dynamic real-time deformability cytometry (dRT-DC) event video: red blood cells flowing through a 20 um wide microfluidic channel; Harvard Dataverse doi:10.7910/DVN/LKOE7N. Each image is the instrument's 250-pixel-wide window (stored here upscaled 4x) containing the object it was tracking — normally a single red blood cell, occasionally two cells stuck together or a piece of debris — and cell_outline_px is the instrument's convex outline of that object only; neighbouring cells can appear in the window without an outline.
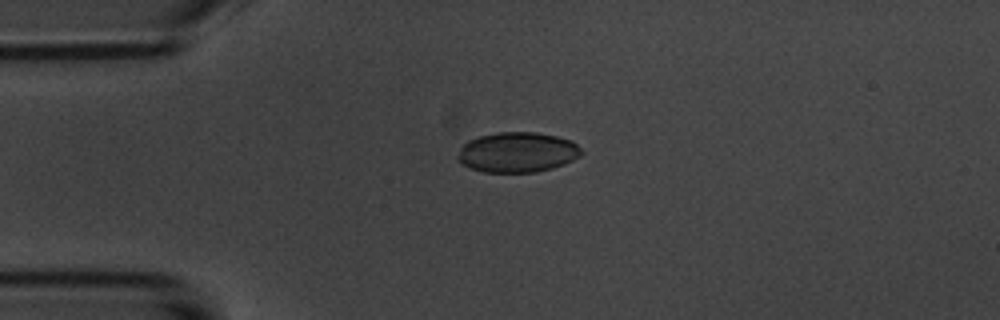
{"species": "common noctule bat (a hibernating species)", "species_latin": "Nyctalus noctula", "temperature_condition": "room temperature", "stored_images_in_passage": 2, "camera_frame_rate_fps": 3000, "um_per_image_px": 0.085, "animal": {"sex": "male", "body_mass_g": 20.1, "forearm_length_mm": 53.5}, "frame": {"image": 1, "passage_image": 1, "time_ms": 0.0, "image_size_px": [1000, 320], "cell_outline_px": [[584, 152], [580, 156], [564, 164], [552, 168], [536, 172], [484, 172], [460, 164], [456, 160], [456, 156], [460, 148], [468, 140], [480, 136], [500, 132], [536, 132], [556, 136], [572, 140]], "centroid_in_image_um": [43.97, 12.94], "position_along_channel_um": 41.0, "area_um2": 29.07}}